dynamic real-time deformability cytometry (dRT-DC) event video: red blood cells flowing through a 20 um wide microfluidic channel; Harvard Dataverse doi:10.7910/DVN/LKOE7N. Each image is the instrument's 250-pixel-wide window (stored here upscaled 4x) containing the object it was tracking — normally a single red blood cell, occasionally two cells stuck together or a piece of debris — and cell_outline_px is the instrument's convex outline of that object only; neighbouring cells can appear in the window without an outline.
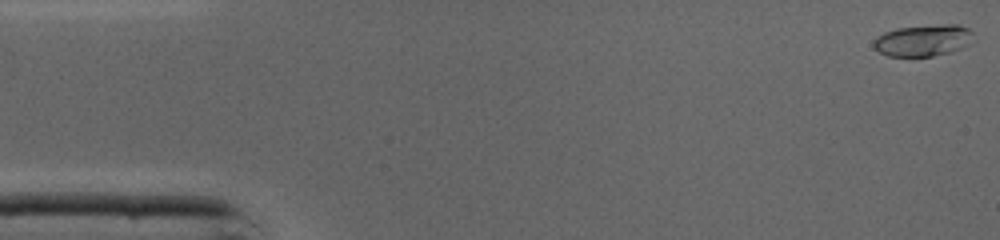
{"species": "common noctule bat (a hibernating species)", "species_latin": "Nyctalus noctula", "temperature_condition": "cold", "stored_images_in_passage": 46, "camera_frame_rate_fps": 3000, "um_per_image_px": 0.085, "animal": {"sex": "male", "body_mass_g": 19.0, "forearm_length_mm": 50.8}, "frame": {"image": 1, "passage_image": 1, "time_ms": 0.0, "image_size_px": [1000, 240], "cell_outline_px": [[976, 40], [952, 52], [932, 56], [888, 56], [880, 52], [872, 44], [872, 40], [876, 36], [884, 32], [896, 28], [944, 24], [960, 24], [968, 28], [972, 32]], "centroid_in_image_um": [78.49, 3.42], "position_along_channel_um": 6.5, "area_um2": 18.61}}
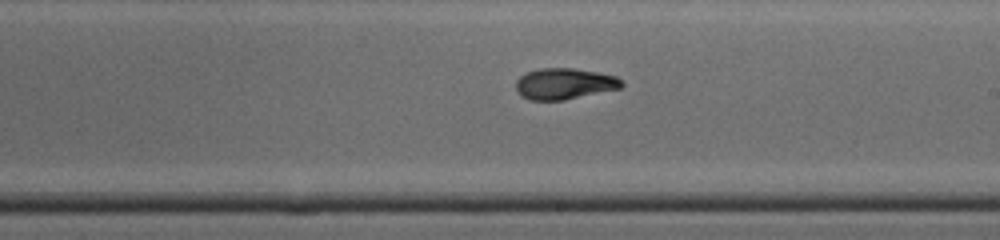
{"frame": {"image": 2, "passage_image": 26, "time_ms": 8.333, "image_size_px": [1000, 240], "cell_outline_px": [[624, 84], [620, 88], [564, 100], [532, 100], [524, 96], [516, 88], [516, 80], [520, 76], [528, 72], [540, 68], [572, 68], [600, 72], [616, 76], [624, 80]], "centroid_in_image_um": [48.03, 7.1], "position_along_channel_um": 241.0, "area_um2": 19.07}}
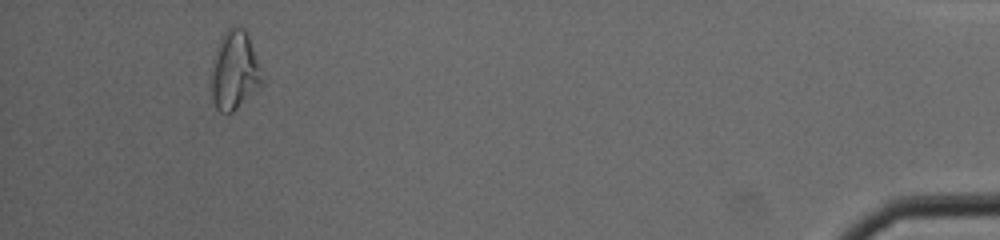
{"frame": {"image": 3, "passage_image": 43, "time_ms": 14.0, "image_size_px": [1000, 240], "cell_outline_px": [[264, 80], [232, 112], [220, 112], [216, 108], [212, 100], [212, 60], [220, 40], [224, 32], [232, 24], [244, 28], [248, 36], [260, 68]], "centroid_in_image_um": [19.91, 5.95], "position_along_channel_um": 415.3, "area_um2": 22.72}, "authors_computed_cell_mechanics": {"area_um2": 19.0162, "velocity_mm_per_s": 4.3669, "shape_relaxation_time_tau1_ms": 5.0398, "shape_relaxation_time_tau2_ms": 2.6392, "deformation_change_tau1": 0.2028, "deformation_change_tau2": 0.0508}}